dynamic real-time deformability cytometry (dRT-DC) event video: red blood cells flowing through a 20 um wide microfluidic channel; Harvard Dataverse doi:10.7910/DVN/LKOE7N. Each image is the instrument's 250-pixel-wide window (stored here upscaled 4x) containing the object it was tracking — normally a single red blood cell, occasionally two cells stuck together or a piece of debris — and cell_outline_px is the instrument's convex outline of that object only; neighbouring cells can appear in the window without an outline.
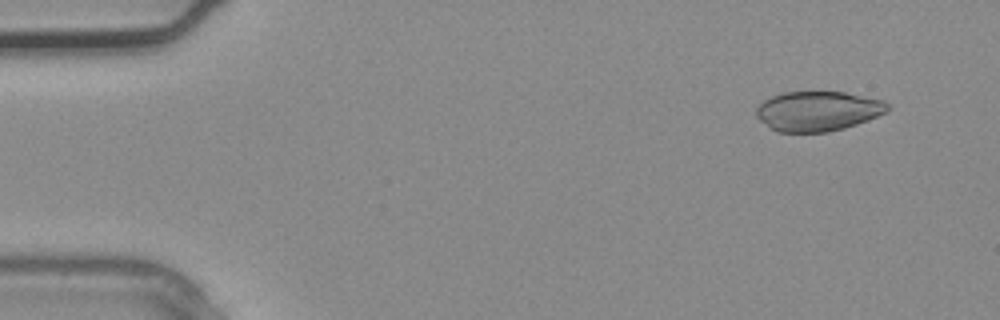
{"species": "common noctule bat (a hibernating species)", "species_latin": "Nyctalus noctula", "temperature_condition": "warm", "stored_images_in_passage": 3, "camera_frame_rate_fps": 3000, "um_per_image_px": 0.085, "animal": {"sex": "male", "body_mass_g": 20.4}, "frame": {"image": 1, "passage_image": 3, "time_ms": 0.667, "image_size_px": [1000, 320], "cell_outline_px": [[888, 108], [884, 112], [868, 120], [844, 128], [828, 132], [776, 132], [768, 128], [756, 116], [756, 108], [764, 100], [772, 96], [784, 92], [844, 92], [884, 100], [888, 104]], "centroid_in_image_um": [69.48, 9.45], "position_along_channel_um": 15.5, "area_um2": 30.4}}